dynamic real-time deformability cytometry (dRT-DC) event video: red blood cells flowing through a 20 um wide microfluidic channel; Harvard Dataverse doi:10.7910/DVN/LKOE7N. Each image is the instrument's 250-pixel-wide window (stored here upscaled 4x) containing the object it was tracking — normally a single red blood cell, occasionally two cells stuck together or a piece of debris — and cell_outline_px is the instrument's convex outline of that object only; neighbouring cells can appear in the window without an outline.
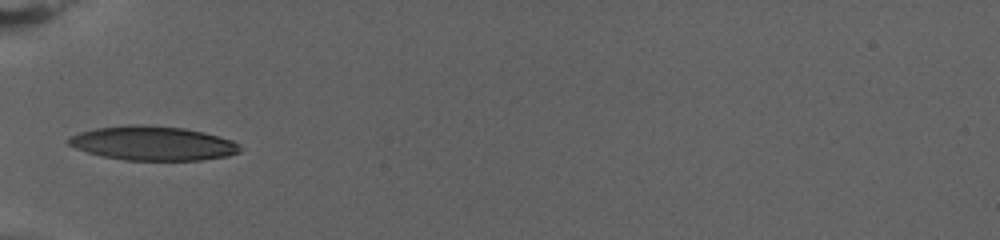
{"species": "human", "species_latin": "Homo sapiens", "temperature_condition": "warm", "stored_images_in_passage": 48, "camera_frame_rate_fps": 3000, "um_per_image_px": 0.085, "donor": {"sex": "female"}, "frame": {"image": 1, "passage_image": 1, "time_ms": 0.0, "image_size_px": [1000, 240], "cell_outline_px": [[240, 152], [228, 156], [200, 160], [124, 160], [104, 156], [88, 152], [76, 148], [68, 144], [64, 140], [68, 136], [80, 132], [96, 128], [132, 124], [184, 128], [204, 132], [232, 140], [240, 144]], "centroid_in_image_um": [12.98, 12.18], "position_along_channel_um": 72.0, "area_um2": 34.1}}
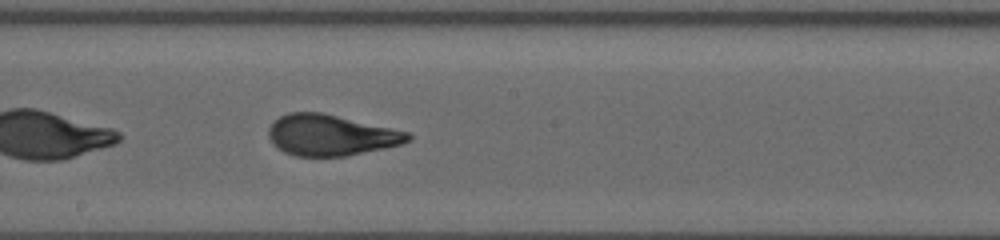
{"frame": {"image": 2, "passage_image": 17, "time_ms": 5.333, "image_size_px": [1000, 240], "cell_outline_px": [[412, 140], [400, 144], [384, 148], [344, 156], [296, 156], [284, 152], [276, 148], [272, 144], [268, 136], [268, 128], [280, 116], [288, 112], [320, 112], [408, 132], [412, 136]], "centroid_in_image_um": [28.07, 11.49], "position_along_channel_um": 220.1, "area_um2": 33.0}}
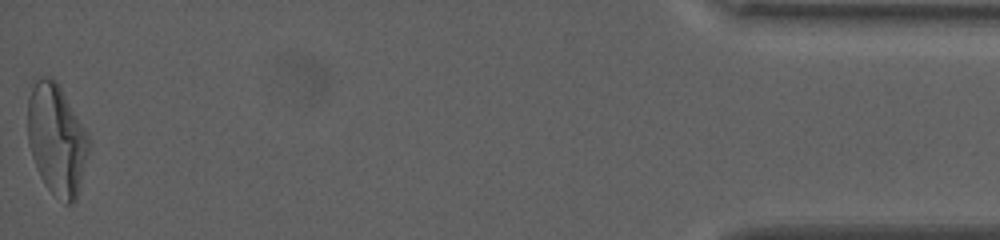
{"frame": {"image": 3, "passage_image": 48, "time_ms": 15.667, "image_size_px": [1000, 240], "cell_outline_px": [[88, 152], [76, 200], [72, 204], [64, 204], [48, 188], [40, 176], [36, 168], [28, 144], [28, 100], [32, 88], [36, 80], [40, 76], [52, 76], [60, 84], [88, 132]], "centroid_in_image_um": [4.81, 11.81], "position_along_channel_um": 430.4, "area_um2": 39.59}, "authors_computed_cell_mechanics": {"area_um2": 33.4662, "velocity_mm_per_s": 2.821, "shape_relaxation_time_tau1_ms": 7.5082, "shape_relaxation_time_tau2_ms": null, "deformation_change_tau1": 0.2573, "deformation_change_tau2": null}}